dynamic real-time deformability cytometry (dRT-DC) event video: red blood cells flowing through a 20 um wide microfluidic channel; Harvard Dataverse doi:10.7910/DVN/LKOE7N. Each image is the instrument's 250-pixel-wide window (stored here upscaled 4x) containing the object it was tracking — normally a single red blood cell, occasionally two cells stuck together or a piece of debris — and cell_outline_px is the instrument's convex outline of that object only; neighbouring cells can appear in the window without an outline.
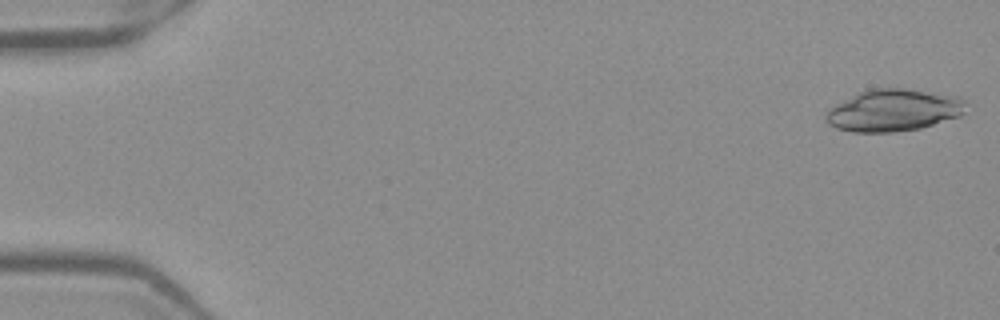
{"species": "Egyptian fruit bat (a non-hibernating species)", "species_latin": "Rousettus aegyptiacus", "temperature_condition": "warm", "stored_images_in_passage": 51, "camera_frame_rate_fps": 3000, "um_per_image_px": 0.085, "frame": {"image": 1, "passage_image": 1, "time_ms": 0.0, "image_size_px": [1000, 320], "cell_outline_px": [[964, 112], [960, 116], [920, 128], [896, 132], [852, 132], [836, 128], [828, 124], [824, 120], [824, 116], [828, 108], [868, 88], [904, 88], [960, 96], [964, 100]], "centroid_in_image_um": [75.92, 9.37], "position_along_channel_um": 9.1, "area_um2": 34.39}}
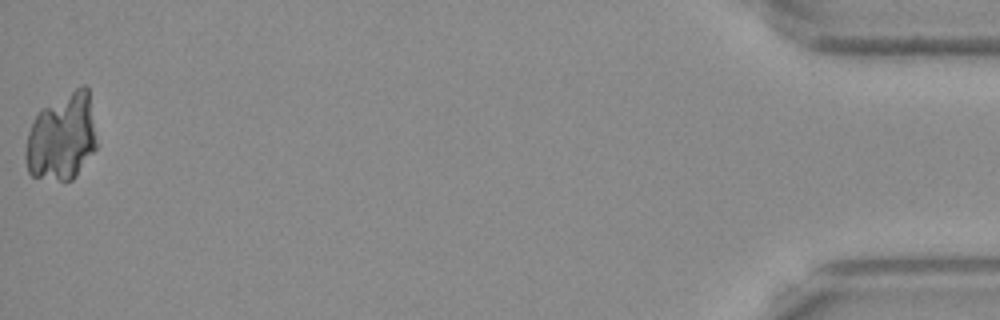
{"frame": {"image": 2, "passage_image": 51, "time_ms": 16.667, "image_size_px": [1000, 320], "cell_outline_px": [[96, 148], [76, 176], [72, 180], [60, 180], [32, 176], [28, 172], [24, 156], [24, 152], [28, 132], [40, 108], [76, 88], [84, 84], [88, 88], [96, 144]], "centroid_in_image_um": [5.22, 11.66], "position_along_channel_um": 430.0, "area_um2": 35.78}}